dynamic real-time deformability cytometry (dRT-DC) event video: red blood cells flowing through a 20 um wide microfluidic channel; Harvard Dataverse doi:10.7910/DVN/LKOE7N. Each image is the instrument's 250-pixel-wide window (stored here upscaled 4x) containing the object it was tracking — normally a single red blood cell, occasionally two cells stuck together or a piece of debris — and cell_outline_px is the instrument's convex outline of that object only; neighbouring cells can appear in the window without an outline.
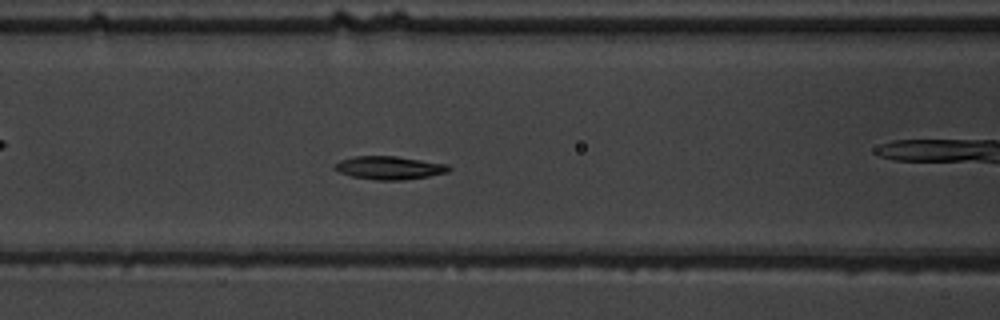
{"species": "common noctule bat (a hibernating species)", "species_latin": "Nyctalus noctula", "temperature_condition": "warm", "stored_images_in_passage": 53, "camera_frame_rate_fps": 3000, "um_per_image_px": 0.085, "animal": {"sex": "male", "body_mass_g": 19.5, "forearm_length_mm": 54.6}, "frame": {"image": 1, "passage_image": 20, "time_ms": 6.333, "image_size_px": [1000, 320], "cell_outline_px": [[452, 168], [448, 172], [428, 176], [404, 180], [376, 180], [352, 176], [340, 172], [332, 168], [340, 160], [356, 156], [396, 156], [448, 164]], "centroid_in_image_um": [33.11, 14.26], "position_along_channel_um": 133.5, "area_um2": 15.37}}
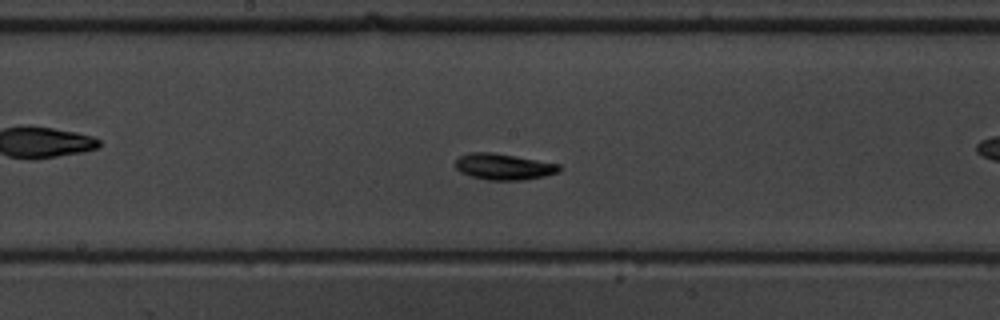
{"frame": {"image": 2, "passage_image": 26, "time_ms": 8.333, "image_size_px": [1000, 320], "cell_outline_px": [[560, 172], [544, 176], [524, 180], [488, 180], [472, 176], [460, 172], [456, 168], [456, 160], [460, 156], [472, 152], [492, 152], [516, 156], [560, 164]], "centroid_in_image_um": [42.83, 14.17], "position_along_channel_um": 205.4, "area_um2": 15.78}}
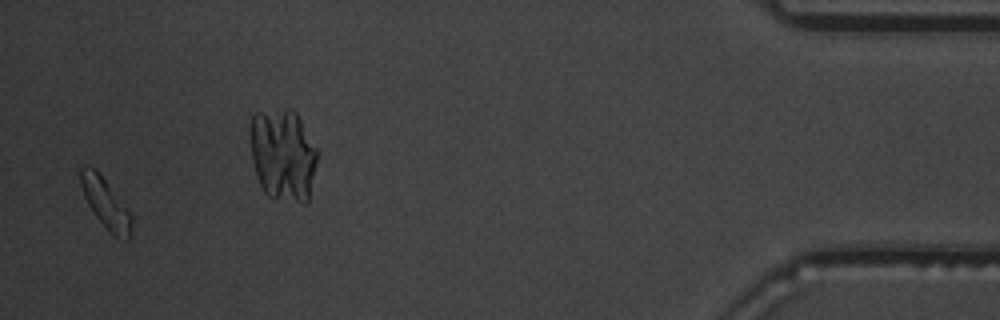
{"frame": {"image": 3, "passage_image": 51, "time_ms": 16.667, "image_size_px": [1000, 320], "cell_outline_px": [[132, 220], [128, 240], [112, 236], [96, 216], [88, 204], [84, 196], [76, 172], [80, 168], [88, 164], [96, 168], [100, 172], [132, 216]], "centroid_in_image_um": [8.91, 17.2], "position_along_channel_um": 426.3, "area_um2": 14.97}, "authors_computed_cell_mechanics": {"area_um2": 15.3748, "velocity_mm_per_s": 3.6031, "shape_relaxation_time_tau1_ms": 1.7807, "shape_relaxation_time_tau2_ms": null, "deformation_change_tau1": 0.0962, "deformation_change_tau2": null}}